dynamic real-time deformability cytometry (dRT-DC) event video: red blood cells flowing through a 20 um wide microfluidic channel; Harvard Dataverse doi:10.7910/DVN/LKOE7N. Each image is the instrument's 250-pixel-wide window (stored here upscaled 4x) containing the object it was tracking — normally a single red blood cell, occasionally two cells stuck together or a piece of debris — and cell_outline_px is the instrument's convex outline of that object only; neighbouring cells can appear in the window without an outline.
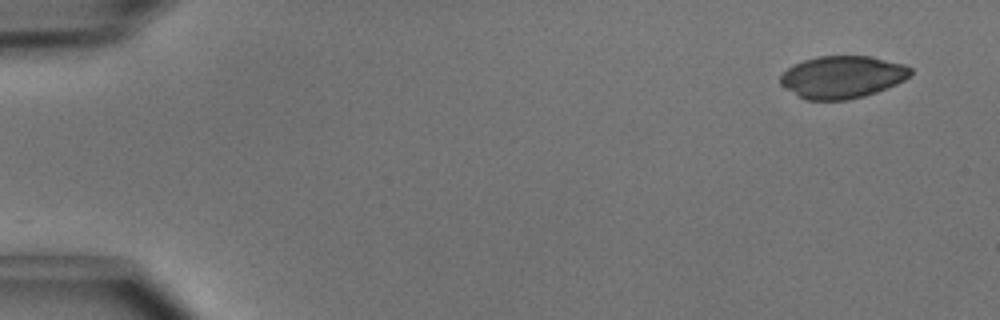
{"species": "common noctule bat (a hibernating species)", "species_latin": "Nyctalus noctula", "temperature_condition": "cold", "stored_images_in_passage": 10, "camera_frame_rate_fps": 3000, "um_per_image_px": 0.085, "animal": {"sex": "male", "body_mass_g": 15.6}, "frame": {"image": 1, "passage_image": 1, "time_ms": 0.0, "image_size_px": [1000, 320], "cell_outline_px": [[912, 72], [904, 80], [896, 84], [876, 92], [864, 96], [848, 100], [804, 100], [784, 88], [780, 84], [780, 76], [792, 64], [816, 56], [872, 56], [904, 64], [912, 68]], "centroid_in_image_um": [71.57, 6.55], "position_along_channel_um": 13.4, "area_um2": 32.37}}